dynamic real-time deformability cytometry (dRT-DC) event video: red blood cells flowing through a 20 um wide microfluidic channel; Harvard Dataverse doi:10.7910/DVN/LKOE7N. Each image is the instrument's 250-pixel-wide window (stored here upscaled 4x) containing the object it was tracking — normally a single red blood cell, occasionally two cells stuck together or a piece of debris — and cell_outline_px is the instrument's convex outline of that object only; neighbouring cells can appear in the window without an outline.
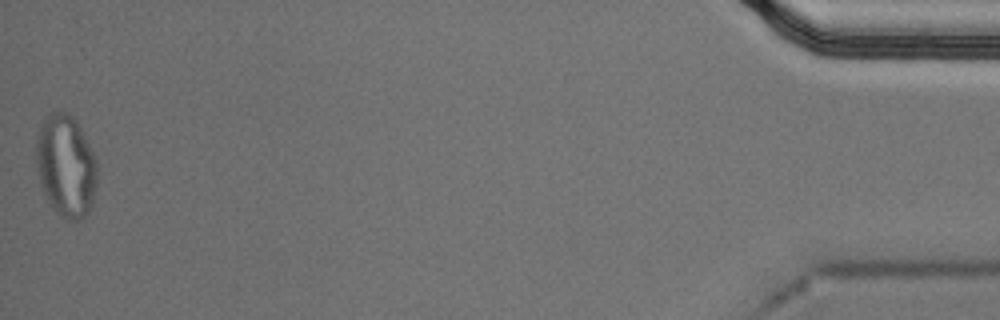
{"species": "Egyptian fruit bat (a non-hibernating species)", "species_latin": "Rousettus aegyptiacus", "temperature_condition": "cold", "stored_images_in_passage": 52, "segment_of_instrument_passage": [2, 2], "camera_frame_rate_fps": 3000, "um_per_image_px": 0.085, "animal": {"sex": "male"}, "frame": {"image": 1, "passage_image": 52, "time_ms": 17.0, "image_size_px": [1000, 320], "cell_outline_px": [[96, 184], [92, 204], [84, 220], [64, 220], [52, 208], [40, 184], [36, 168], [36, 132], [40, 124], [52, 112], [68, 112], [76, 120], [84, 132], [96, 160]], "centroid_in_image_um": [5.59, 14.11], "position_along_channel_um": 429.6, "area_um2": 36.76}}